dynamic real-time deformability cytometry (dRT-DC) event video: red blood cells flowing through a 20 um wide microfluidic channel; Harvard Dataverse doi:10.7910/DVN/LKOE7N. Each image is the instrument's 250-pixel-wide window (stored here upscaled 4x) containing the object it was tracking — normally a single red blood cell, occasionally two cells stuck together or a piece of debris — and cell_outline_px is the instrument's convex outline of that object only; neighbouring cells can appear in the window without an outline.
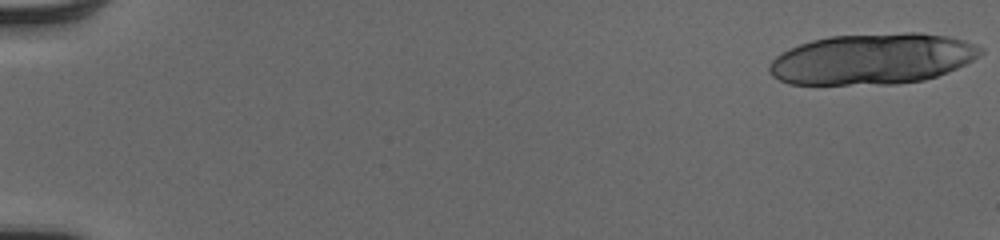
{"species": "human", "species_latin": "Homo sapiens", "temperature_condition": "cold", "stored_images_in_passage": 21, "camera_frame_rate_fps": 3000, "um_per_image_px": 0.085, "donor": {"sex": "male"}, "frame": {"image": 1, "passage_image": 1, "time_ms": 0.0, "image_size_px": [1000, 240], "cell_outline_px": [[984, 52], [980, 56], [948, 72], [924, 80], [896, 84], [788, 84], [772, 76], [768, 72], [768, 64], [776, 56], [800, 44], [812, 40], [828, 36], [904, 32], [920, 32], [948, 36], [964, 40], [976, 44], [984, 48]], "centroid_in_image_um": [74.18, 5.0], "position_along_channel_um": 10.8, "area_um2": 62.94}}